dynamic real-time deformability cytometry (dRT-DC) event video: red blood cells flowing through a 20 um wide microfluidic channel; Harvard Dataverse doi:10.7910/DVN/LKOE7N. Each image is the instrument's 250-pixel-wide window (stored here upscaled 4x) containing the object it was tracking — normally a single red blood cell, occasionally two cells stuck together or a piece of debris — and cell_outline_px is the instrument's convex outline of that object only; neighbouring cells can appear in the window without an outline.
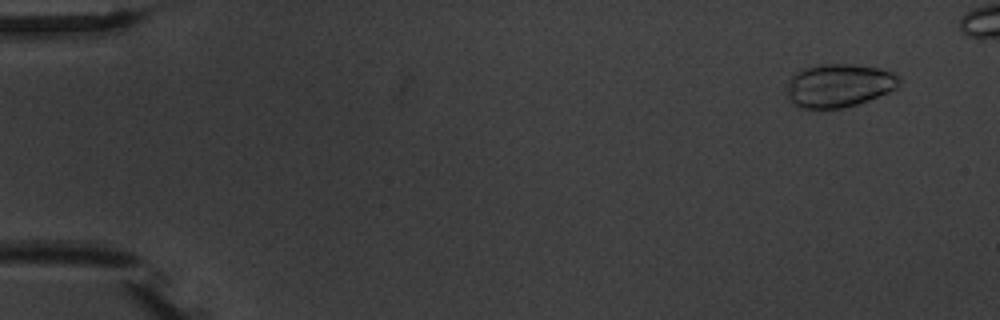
{"species": "common noctule bat (a hibernating species)", "species_latin": "Nyctalus noctula", "temperature_condition": "warm", "stored_images_in_passage": 5, "camera_frame_rate_fps": 3000, "um_per_image_px": 0.085, "animal": {"sex": "male", "body_mass_g": 20.1, "forearm_length_mm": 53.5}, "frame": {"image": 1, "passage_image": 5, "time_ms": 5.333, "image_size_px": [1000, 320], "cell_outline_px": [[900, 84], [896, 88], [888, 92], [868, 100], [844, 108], [796, 108], [788, 100], [788, 80], [796, 72], [804, 68], [820, 64], [852, 64], [880, 68], [892, 72], [900, 76]], "centroid_in_image_um": [71.3, 7.26], "position_along_channel_um": 13.7, "area_um2": 28.5}}